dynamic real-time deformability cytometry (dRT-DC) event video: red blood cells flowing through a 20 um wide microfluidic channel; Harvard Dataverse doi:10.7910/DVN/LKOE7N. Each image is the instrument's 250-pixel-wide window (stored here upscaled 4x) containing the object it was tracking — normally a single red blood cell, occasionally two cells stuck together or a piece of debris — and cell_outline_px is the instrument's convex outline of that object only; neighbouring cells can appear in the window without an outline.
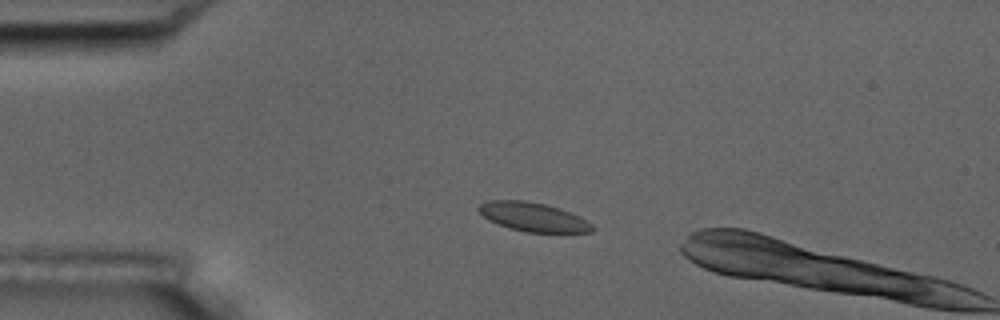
{"species": "common noctule bat (a hibernating species)", "species_latin": "Nyctalus noctula", "temperature_condition": "room temperature", "stored_images_in_passage": 5, "camera_frame_rate_fps": 3000, "um_per_image_px": 0.085, "animal": {"sex": "male", "body_mass_g": 17.5, "forearm_length_mm": 52.3}, "frame": {"image": 1, "passage_image": 3, "time_ms": 2.333, "image_size_px": [1000, 320], "cell_outline_px": [[596, 228], [592, 232], [524, 232], [508, 228], [488, 220], [476, 208], [480, 204], [488, 200], [524, 200], [544, 204], [560, 208], [580, 216], [592, 224]], "centroid_in_image_um": [45.32, 18.44], "position_along_channel_um": 39.7, "area_um2": 19.25}}